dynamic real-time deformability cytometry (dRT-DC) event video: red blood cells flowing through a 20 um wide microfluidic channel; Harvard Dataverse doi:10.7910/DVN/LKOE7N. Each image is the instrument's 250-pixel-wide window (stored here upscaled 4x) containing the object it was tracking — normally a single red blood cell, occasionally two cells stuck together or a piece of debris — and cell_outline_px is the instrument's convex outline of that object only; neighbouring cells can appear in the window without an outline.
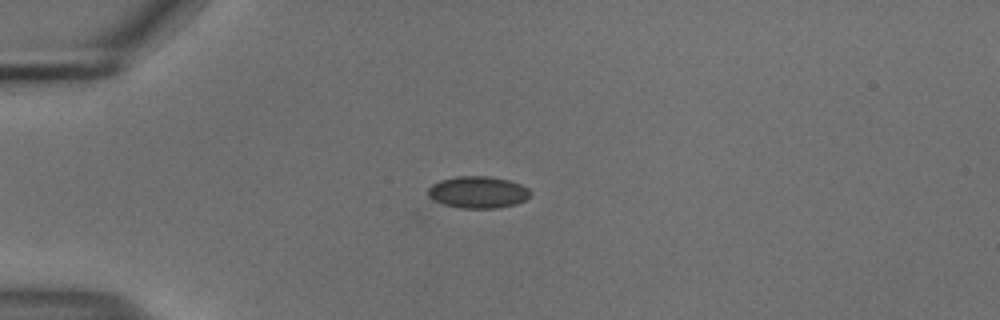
{"species": "common noctule bat (a hibernating species)", "species_latin": "Nyctalus noctula", "temperature_condition": "cold", "stored_images_in_passage": 20, "camera_frame_rate_fps": 3000, "um_per_image_px": 0.085, "animal": {"sex": "male", "body_mass_g": 18.8}, "frame": {"image": 1, "passage_image": 20, "time_ms": 6.333, "image_size_px": [1000, 320], "cell_outline_px": [[532, 196], [516, 204], [496, 208], [460, 208], [444, 204], [432, 200], [428, 196], [428, 188], [432, 184], [440, 180], [456, 176], [488, 176], [508, 180], [520, 184], [528, 188], [532, 192]], "centroid_in_image_um": [40.63, 16.34], "position_along_channel_um": 44.4, "area_um2": 19.13}}